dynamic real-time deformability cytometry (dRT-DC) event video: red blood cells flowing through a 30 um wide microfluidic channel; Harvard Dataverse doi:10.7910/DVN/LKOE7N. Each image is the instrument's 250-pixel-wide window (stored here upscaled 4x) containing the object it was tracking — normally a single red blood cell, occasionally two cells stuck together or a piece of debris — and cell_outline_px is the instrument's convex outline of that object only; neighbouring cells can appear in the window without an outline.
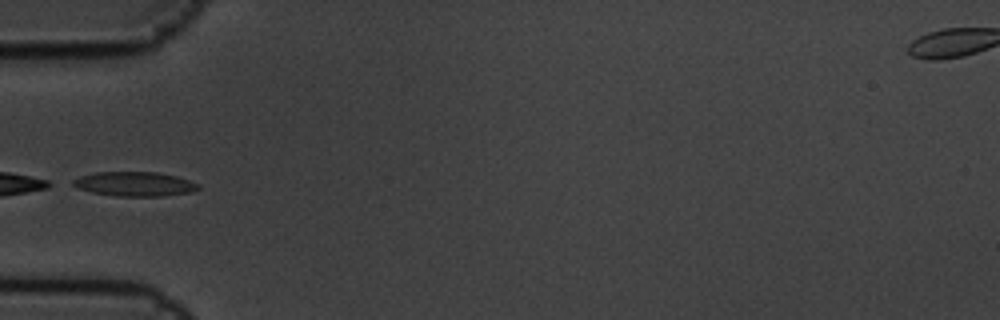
{"species": "common noctule bat (a hibernating species)", "species_latin": "Nyctalus noctula", "temperature_condition": "cold", "stored_images_in_passage": 5, "camera_frame_rate_fps": 3000, "um_per_image_px": 0.085, "animal": {"sex": "male", "body_mass_g": 19.5, "forearm_length_mm": 54.6}, "frame": {"image": 1, "passage_image": 5, "time_ms": 1.333, "image_size_px": [1000, 320], "cell_outline_px": [[200, 188], [192, 192], [164, 196], [116, 196], [92, 192], [76, 188], [68, 184], [72, 180], [80, 176], [96, 172], [156, 172], [176, 176], [200, 184]], "centroid_in_image_um": [11.41, 15.64], "position_along_channel_um": 73.6, "area_um2": 17.98}}